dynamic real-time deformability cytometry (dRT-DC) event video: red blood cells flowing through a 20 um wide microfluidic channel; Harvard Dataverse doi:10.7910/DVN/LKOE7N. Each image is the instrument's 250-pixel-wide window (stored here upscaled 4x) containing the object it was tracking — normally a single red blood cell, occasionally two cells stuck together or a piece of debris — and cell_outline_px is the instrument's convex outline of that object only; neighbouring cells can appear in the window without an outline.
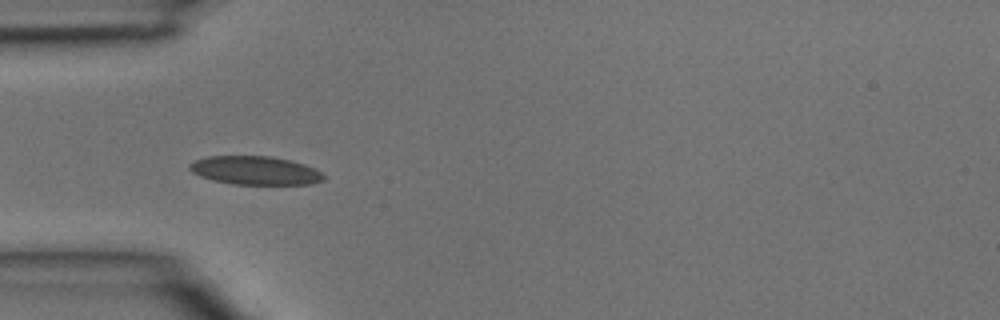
{"species": "common noctule bat (a hibernating species)", "species_latin": "Nyctalus noctula", "temperature_condition": "room temperature", "stored_images_in_passage": 4, "camera_frame_rate_fps": 3000, "um_per_image_px": 0.085, "animal": {"sex": "male", "body_mass_g": 15.6}, "frame": {"image": 1, "passage_image": 3, "time_ms": 0.667, "image_size_px": [1000, 320], "cell_outline_px": [[328, 176], [324, 180], [312, 184], [232, 184], [212, 180], [200, 176], [192, 172], [188, 168], [188, 164], [196, 160], [208, 156], [272, 156], [292, 160], [316, 168], [324, 172]], "centroid_in_image_um": [21.75, 14.49], "position_along_channel_um": 63.2, "area_um2": 22.66}}
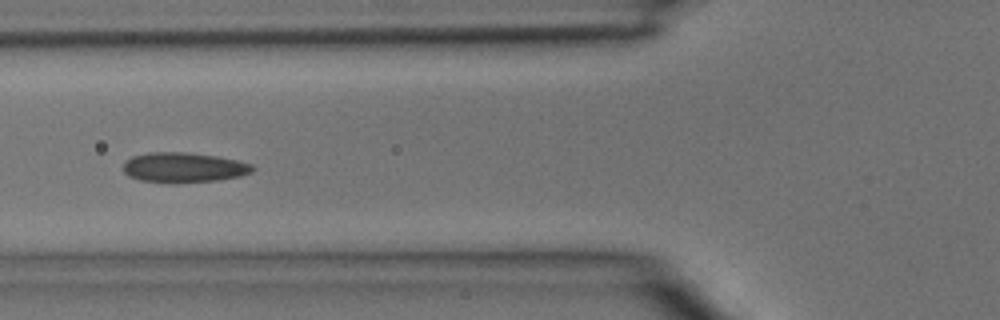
{"frame": {"image": 2, "passage_image": 4, "time_ms": 1.0, "image_size_px": [1000, 320], "cell_outline_px": [[256, 168], [252, 172], [240, 176], [216, 180], [172, 184], [140, 180], [128, 176], [124, 172], [124, 160], [132, 156], [148, 152], [184, 152], [216, 156], [236, 160], [252, 164]], "centroid_in_image_um": [15.59, 14.24], "position_along_channel_um": 110.2, "area_um2": 22.83}}